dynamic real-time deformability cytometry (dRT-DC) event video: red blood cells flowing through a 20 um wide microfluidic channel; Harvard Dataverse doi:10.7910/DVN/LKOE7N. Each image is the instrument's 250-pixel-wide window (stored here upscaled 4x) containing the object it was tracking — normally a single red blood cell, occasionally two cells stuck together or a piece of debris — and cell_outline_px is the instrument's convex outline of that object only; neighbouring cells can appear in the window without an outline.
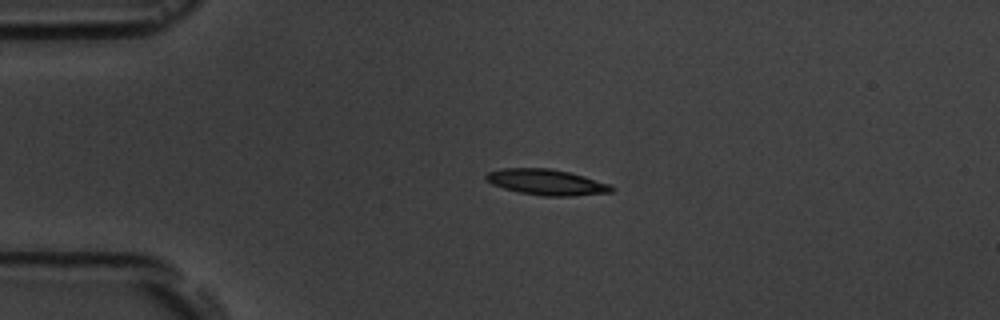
{"species": "common noctule bat (a hibernating species)", "species_latin": "Nyctalus noctula", "temperature_condition": "room temperature", "stored_images_in_passage": 4, "segment_of_instrument_passage": [1, 2], "camera_frame_rate_fps": 3000, "um_per_image_px": 0.085, "animal": {"sex": "male", "body_mass_g": 19.5, "forearm_length_mm": 54.6}, "frame": {"image": 1, "passage_image": 2, "time_ms": 1.333, "image_size_px": [1000, 320], "cell_outline_px": [[616, 188], [612, 192], [572, 196], [544, 196], [520, 192], [504, 188], [492, 184], [484, 180], [484, 176], [488, 172], [504, 168], [552, 168], [584, 176], [612, 184]], "centroid_in_image_um": [46.48, 15.48], "position_along_channel_um": 38.5, "area_um2": 18.96}}